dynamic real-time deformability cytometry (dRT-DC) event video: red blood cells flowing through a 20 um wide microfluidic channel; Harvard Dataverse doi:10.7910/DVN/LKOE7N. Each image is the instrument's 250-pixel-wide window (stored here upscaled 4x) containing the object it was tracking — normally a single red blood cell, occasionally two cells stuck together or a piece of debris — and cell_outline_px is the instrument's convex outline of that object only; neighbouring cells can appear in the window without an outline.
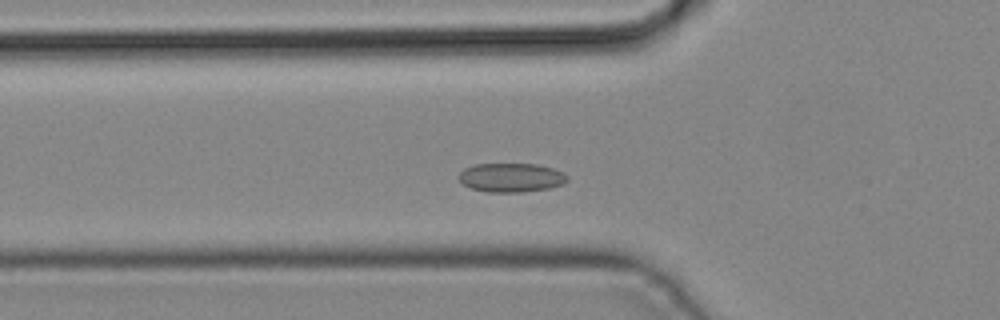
{"species": "common noctule bat (a hibernating species)", "species_latin": "Nyctalus noctula", "temperature_condition": "cold", "stored_images_in_passage": 38, "camera_frame_rate_fps": 3000, "um_per_image_px": 0.085, "animal": {"sex": "male", "body_mass_g": 19.2, "forearm_length_mm": 51.8}, "frame": {"image": 1, "passage_image": 9, "time_ms": 2.667, "image_size_px": [1000, 320], "cell_outline_px": [[568, 180], [564, 184], [552, 188], [520, 192], [488, 192], [472, 188], [464, 184], [460, 180], [460, 172], [464, 168], [476, 164], [536, 164], [552, 168], [564, 172], [568, 176]], "centroid_in_image_um": [43.5, 15.09], "position_along_channel_um": 82.3, "area_um2": 18.32}}
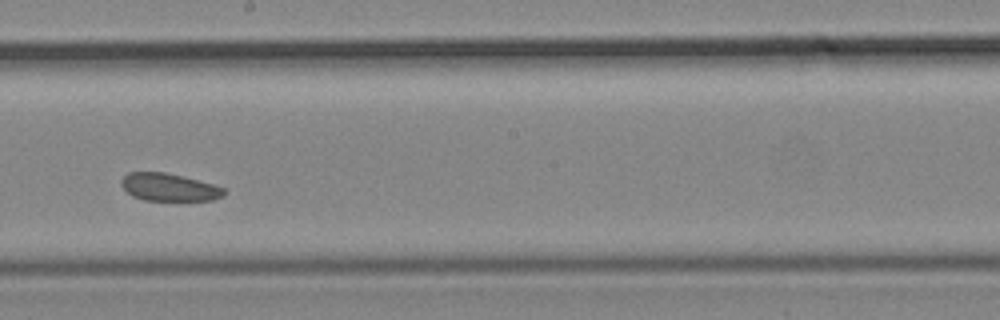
{"frame": {"image": 2, "passage_image": 19, "time_ms": 6.0, "image_size_px": [1000, 320], "cell_outline_px": [[224, 192], [220, 196], [212, 200], [144, 200], [132, 196], [120, 184], [120, 180], [128, 172], [164, 172], [212, 184], [224, 188]], "centroid_in_image_um": [14.3, 15.91], "position_along_channel_um": 233.9, "area_um2": 16.18}}
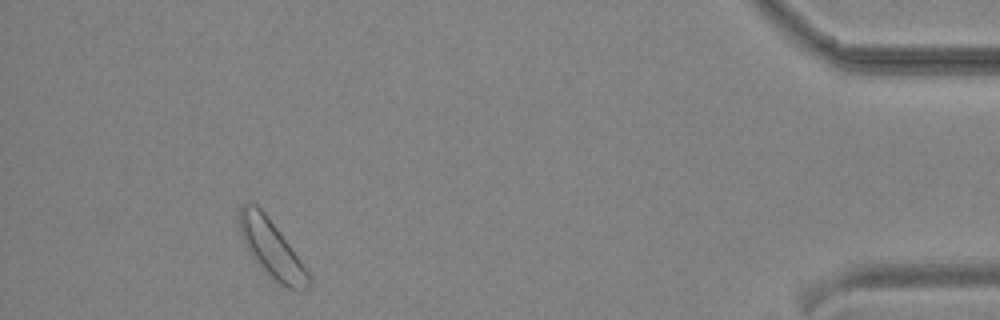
{"frame": {"image": 3, "passage_image": 35, "time_ms": 11.333, "image_size_px": [1000, 320], "cell_outline_px": [[312, 280], [308, 288], [304, 292], [300, 292], [288, 288], [280, 284], [248, 252], [240, 232], [240, 204], [256, 204], [264, 212], [300, 260], [308, 272]], "centroid_in_image_um": [23.11, 21.18], "position_along_channel_um": 412.1, "area_um2": 22.31}}